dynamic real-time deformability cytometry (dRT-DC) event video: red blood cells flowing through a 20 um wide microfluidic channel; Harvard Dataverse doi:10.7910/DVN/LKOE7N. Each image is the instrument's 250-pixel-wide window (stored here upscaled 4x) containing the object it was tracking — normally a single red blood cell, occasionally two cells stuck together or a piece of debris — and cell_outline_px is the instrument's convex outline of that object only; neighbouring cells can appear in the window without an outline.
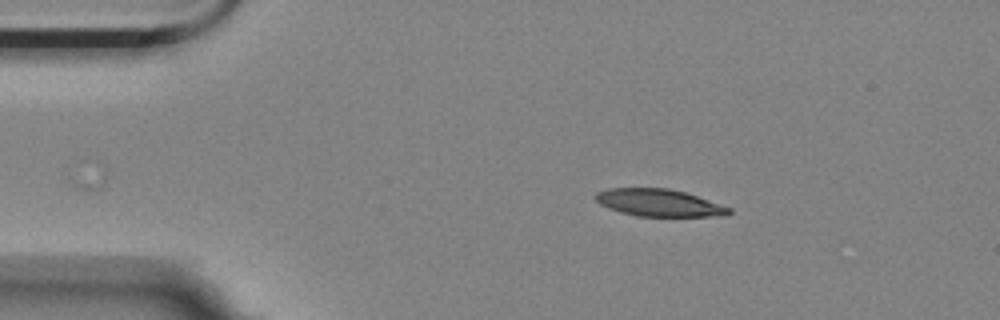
{"species": "Egyptian fruit bat (a non-hibernating species)", "species_latin": "Rousettus aegyptiacus", "temperature_condition": "room temperature", "stored_images_in_passage": 4, "camera_frame_rate_fps": 3000, "um_per_image_px": 0.085, "animal": {"sex": "female"}, "frame": {"image": 1, "passage_image": 1, "time_ms": 0.0, "image_size_px": [1000, 320], "cell_outline_px": [[732, 212], [728, 216], [636, 216], [620, 212], [600, 204], [592, 196], [596, 192], [608, 188], [668, 188], [684, 192], [732, 208]], "centroid_in_image_um": [56.0, 17.24], "position_along_channel_um": 29.0, "area_um2": 21.21}}
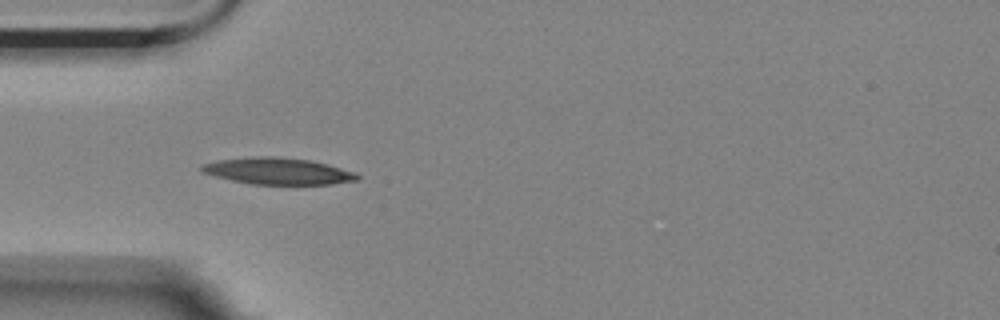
{"frame": {"image": 2, "passage_image": 3, "time_ms": 0.667, "image_size_px": [1000, 320], "cell_outline_px": [[360, 176], [356, 180], [332, 184], [252, 184], [232, 180], [216, 176], [204, 172], [200, 168], [204, 164], [220, 160], [256, 156], [276, 156], [308, 160], [328, 164], [356, 172]], "centroid_in_image_um": [23.68, 14.54], "position_along_channel_um": 61.3, "area_um2": 23.81}}
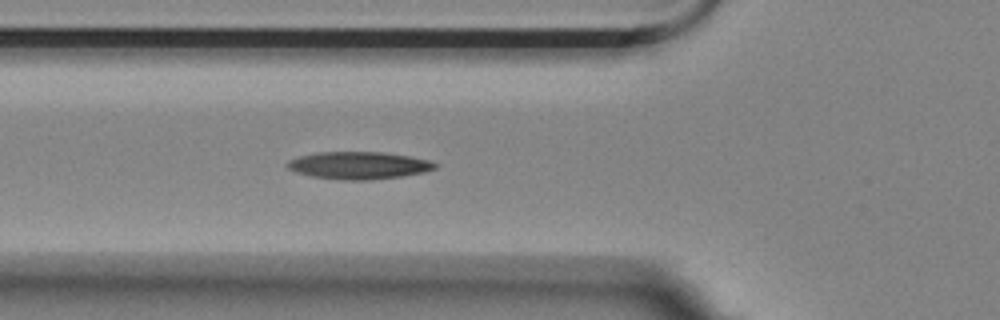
{"frame": {"image": 3, "passage_image": 4, "time_ms": 1.0, "image_size_px": [1000, 320], "cell_outline_px": [[436, 168], [420, 172], [400, 176], [368, 180], [340, 180], [312, 176], [296, 172], [288, 168], [284, 164], [288, 160], [300, 156], [316, 152], [384, 152], [408, 156], [428, 160], [436, 164]], "centroid_in_image_um": [30.42, 14.05], "position_along_channel_um": 95.4, "area_um2": 23.35}}